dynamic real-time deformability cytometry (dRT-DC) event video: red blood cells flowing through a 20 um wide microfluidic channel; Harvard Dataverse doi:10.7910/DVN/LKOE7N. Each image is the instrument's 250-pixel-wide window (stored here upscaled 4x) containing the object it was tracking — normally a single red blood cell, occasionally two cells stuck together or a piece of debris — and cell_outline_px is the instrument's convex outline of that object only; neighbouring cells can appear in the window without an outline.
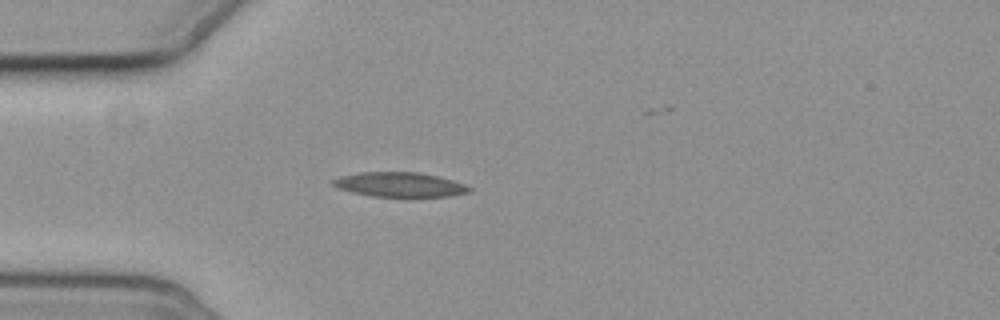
{"species": "common noctule bat (a hibernating species)", "species_latin": "Nyctalus noctula", "temperature_condition": "cold", "stored_images_in_passage": 5, "camera_frame_rate_fps": 3000, "um_per_image_px": 0.085, "animal": {"sex": "female", "body_mass_g": 19.3, "forearm_length_mm": 54.1}, "frame": {"image": 1, "passage_image": 3, "time_ms": 3.0, "image_size_px": [1000, 320], "cell_outline_px": [[472, 188], [468, 192], [448, 196], [372, 196], [352, 192], [336, 188], [332, 184], [332, 180], [340, 176], [360, 172], [420, 172], [452, 180], [464, 184]], "centroid_in_image_um": [33.92, 15.68], "position_along_channel_um": 51.1, "area_um2": 19.31}}